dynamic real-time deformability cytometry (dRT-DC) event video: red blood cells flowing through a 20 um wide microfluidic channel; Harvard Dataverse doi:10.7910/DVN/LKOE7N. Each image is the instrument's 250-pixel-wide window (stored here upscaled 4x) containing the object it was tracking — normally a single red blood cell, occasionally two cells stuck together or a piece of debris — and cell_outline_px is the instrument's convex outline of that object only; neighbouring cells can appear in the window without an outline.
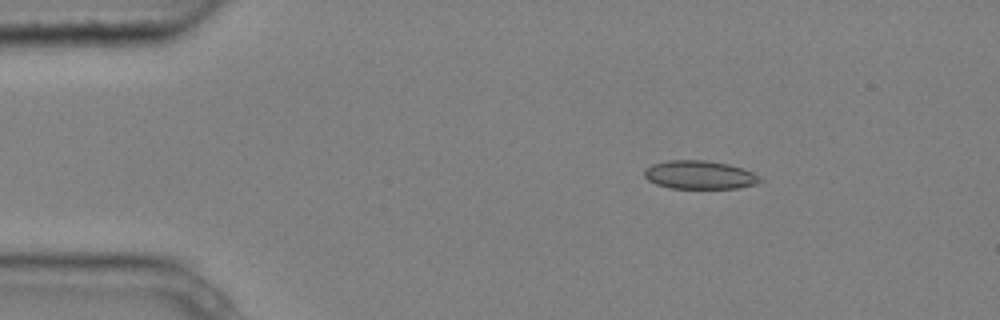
{"species": "common noctule bat (a hibernating species)", "species_latin": "Nyctalus noctula", "temperature_condition": "cold", "stored_images_in_passage": 4, "camera_frame_rate_fps": 3000, "um_per_image_px": 0.085, "animal": {"sex": "male", "body_mass_g": 20.4}, "frame": {"image": 1, "passage_image": 2, "time_ms": 0.333, "image_size_px": [1000, 320], "cell_outline_px": [[764, 180], [756, 184], [736, 188], [672, 188], [656, 184], [648, 180], [644, 176], [644, 168], [652, 164], [668, 160], [708, 160], [728, 164], [744, 168], [760, 176]], "centroid_in_image_um": [59.47, 14.85], "position_along_channel_um": 25.5, "area_um2": 19.31}}